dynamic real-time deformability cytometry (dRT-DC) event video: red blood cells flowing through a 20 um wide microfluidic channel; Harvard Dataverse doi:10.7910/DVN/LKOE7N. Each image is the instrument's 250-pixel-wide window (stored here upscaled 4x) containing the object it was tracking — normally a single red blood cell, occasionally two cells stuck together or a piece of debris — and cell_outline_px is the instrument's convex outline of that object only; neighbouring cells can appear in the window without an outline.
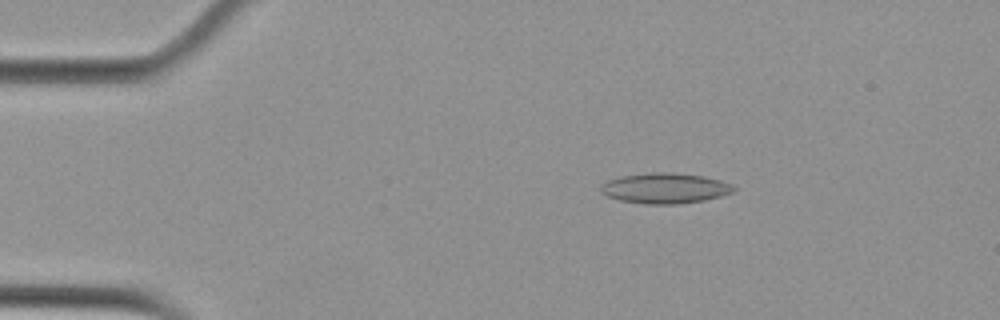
{"species": "Egyptian fruit bat (a non-hibernating species)", "species_latin": "Rousettus aegyptiacus", "temperature_condition": "cold", "stored_images_in_passage": 56, "camera_frame_rate_fps": 3000, "um_per_image_px": 0.085, "animal": {"sex": "female"}, "frame": {"image": 1, "passage_image": 10, "time_ms": 3.0, "image_size_px": [1000, 320], "cell_outline_px": [[736, 188], [732, 192], [720, 196], [704, 200], [680, 204], [644, 204], [620, 200], [608, 196], [600, 192], [600, 184], [608, 180], [620, 176], [656, 172], [664, 172], [704, 176], [720, 180], [732, 184]], "centroid_in_image_um": [56.51, 16.0], "position_along_channel_um": 28.5, "area_um2": 23.52}}
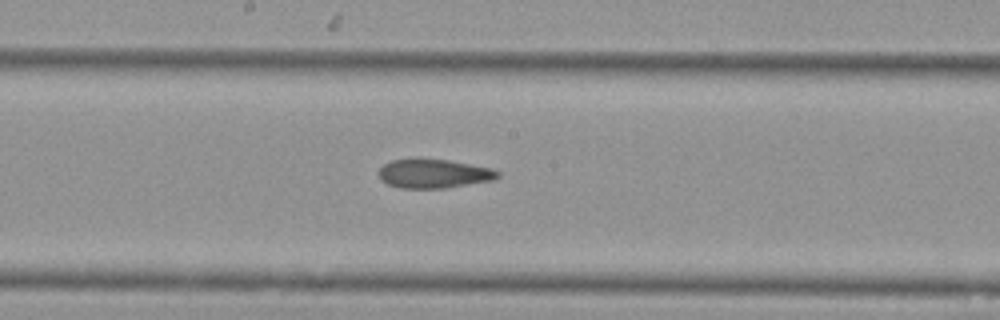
{"frame": {"image": 2, "passage_image": 30, "time_ms": 9.667, "image_size_px": [1000, 320], "cell_outline_px": [[500, 176], [492, 180], [444, 188], [400, 188], [388, 184], [380, 180], [376, 172], [384, 164], [392, 160], [416, 156], [420, 156], [448, 160], [492, 168], [500, 172]], "centroid_in_image_um": [36.8, 14.72], "position_along_channel_um": 211.4, "area_um2": 20.69}}
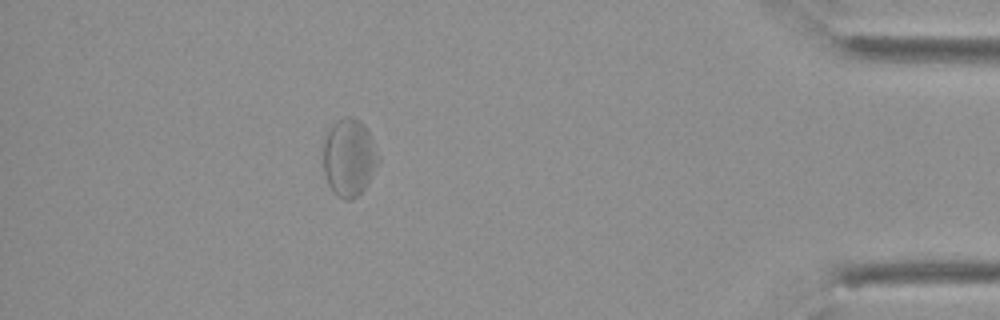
{"frame": {"image": 3, "passage_image": 50, "time_ms": 16.333, "image_size_px": [1000, 320], "cell_outline_px": [[380, 160], [364, 188], [352, 200], [344, 200], [328, 184], [324, 176], [324, 136], [332, 124], [336, 120], [344, 116], [352, 116], [360, 120], [364, 124], [372, 136], [380, 156]], "centroid_in_image_um": [29.68, 13.33], "position_along_channel_um": 405.5, "area_um2": 25.03}, "authors_computed_cell_mechanics": {"area_um2": 23.0911, "velocity_mm_per_s": 3.6462, "shape_relaxation_time_tau1_ms": null, "shape_relaxation_time_tau2_ms": 4.986, "deformation_change_tau1": null, "deformation_change_tau2": 0.1258}}